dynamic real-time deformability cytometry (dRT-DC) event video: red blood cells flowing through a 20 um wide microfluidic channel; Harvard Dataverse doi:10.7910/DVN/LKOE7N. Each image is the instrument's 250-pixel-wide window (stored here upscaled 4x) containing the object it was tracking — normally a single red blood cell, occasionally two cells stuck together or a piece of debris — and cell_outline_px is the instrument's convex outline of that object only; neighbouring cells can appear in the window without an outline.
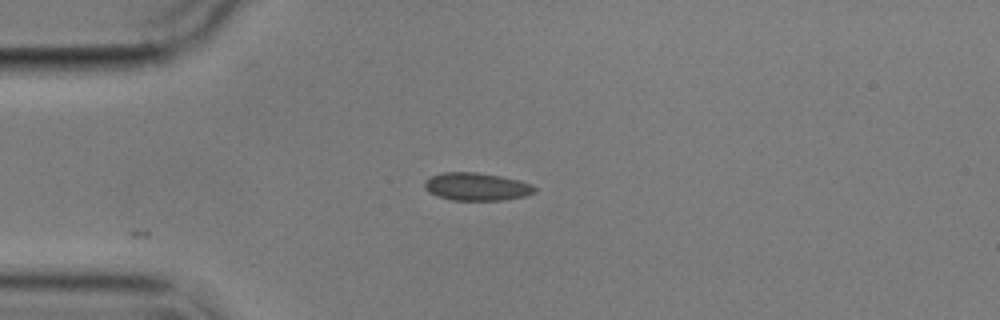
{"species": "common noctule bat (a hibernating species)", "species_latin": "Nyctalus noctula", "temperature_condition": "cold", "stored_images_in_passage": 2, "camera_frame_rate_fps": 3000, "um_per_image_px": 0.085, "animal": {"sex": "male", "body_mass_g": 17.9}, "frame": {"image": 1, "passage_image": 2, "time_ms": 1.333, "image_size_px": [1000, 320], "cell_outline_px": [[536, 192], [524, 196], [504, 200], [452, 200], [428, 192], [424, 188], [424, 180], [432, 176], [444, 172], [476, 172], [500, 176], [520, 180], [532, 184], [536, 188]], "centroid_in_image_um": [40.52, 15.86], "position_along_channel_um": 44.5, "area_um2": 17.86}}